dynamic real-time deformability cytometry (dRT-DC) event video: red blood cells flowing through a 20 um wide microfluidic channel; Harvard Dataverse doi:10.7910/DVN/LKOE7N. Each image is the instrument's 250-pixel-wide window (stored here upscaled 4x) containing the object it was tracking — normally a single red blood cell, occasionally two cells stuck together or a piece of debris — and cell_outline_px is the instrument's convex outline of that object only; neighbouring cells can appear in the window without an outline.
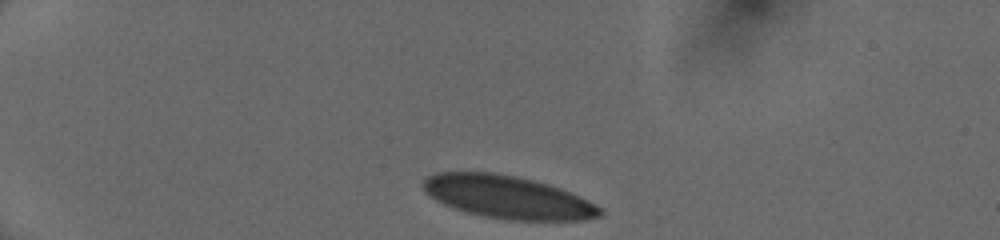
{"species": "human", "species_latin": "Homo sapiens", "temperature_condition": "cold", "stored_images_in_passage": 35, "camera_frame_rate_fps": 3000, "um_per_image_px": 0.085, "donor": {"sex": "female"}, "frame": {"image": 1, "passage_image": 1, "time_ms": 0.0, "image_size_px": [1000, 240], "cell_outline_px": [[604, 212], [600, 216], [588, 220], [508, 220], [484, 216], [452, 208], [428, 196], [424, 192], [424, 180], [428, 176], [436, 172], [492, 172], [532, 180], [548, 184], [560, 188], [588, 200], [600, 208]], "centroid_in_image_um": [43.14, 16.76], "position_along_channel_um": 41.9, "area_um2": 43.87}}
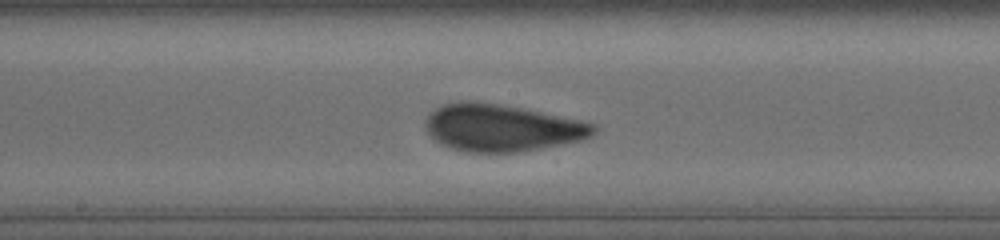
{"frame": {"image": 2, "passage_image": 18, "time_ms": 5.667, "image_size_px": [1000, 240], "cell_outline_px": [[596, 132], [592, 136], [580, 140], [520, 152], [468, 152], [452, 148], [440, 144], [428, 136], [424, 128], [424, 124], [428, 116], [436, 108], [444, 104], [460, 100], [464, 100], [496, 104], [520, 108], [580, 120], [596, 124]], "centroid_in_image_um": [42.6, 10.87], "position_along_channel_um": 205.6, "area_um2": 45.95}}
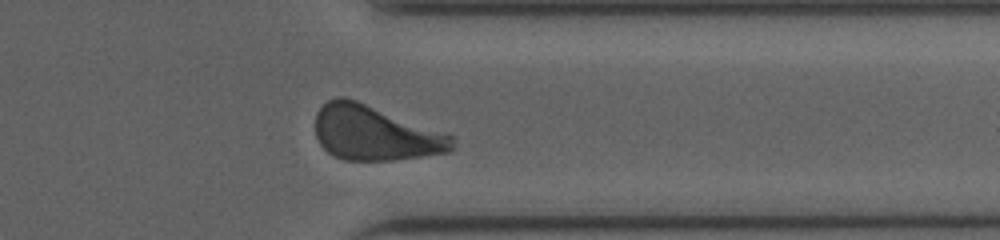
{"frame": {"image": 3, "passage_image": 31, "time_ms": 10.0, "image_size_px": [1000, 240], "cell_outline_px": [[456, 148], [452, 152], [424, 156], [392, 160], [344, 160], [328, 152], [320, 144], [316, 136], [316, 112], [328, 100], [336, 96], [344, 96], [356, 100], [456, 136]], "centroid_in_image_um": [31.93, 11.32], "position_along_channel_um": 379.5, "area_um2": 43.99}, "authors_computed_cell_mechanics": {"area_um2": 45.373, "velocity_mm_per_s": 4.0213, "shape_relaxation_time_tau1_ms": 4.6691, "shape_relaxation_time_tau2_ms": null, "deformation_change_tau1": 0.1606, "deformation_change_tau2": null}}